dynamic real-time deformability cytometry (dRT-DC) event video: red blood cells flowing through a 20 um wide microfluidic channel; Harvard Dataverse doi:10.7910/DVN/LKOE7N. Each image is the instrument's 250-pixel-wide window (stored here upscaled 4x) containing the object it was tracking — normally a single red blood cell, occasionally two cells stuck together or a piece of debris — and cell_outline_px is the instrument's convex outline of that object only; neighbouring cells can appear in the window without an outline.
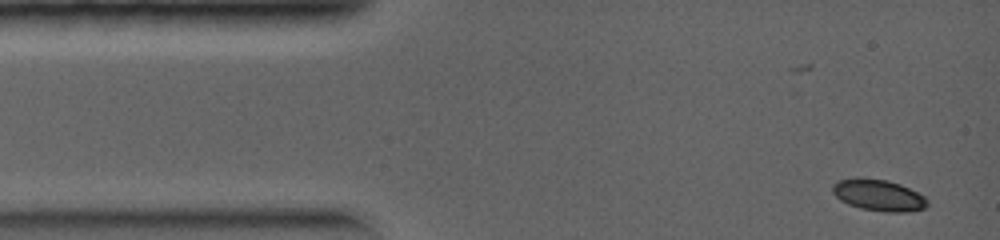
{"species": "common noctule bat (a hibernating species)", "species_latin": "Nyctalus noctula", "temperature_condition": "warm", "stored_images_in_passage": 4, "camera_frame_rate_fps": 5000, "um_per_image_px": 0.085, "animal": {"sex": "female", "body_mass_g": 19.0, "forearm_length_mm": 56.7}, "frame": {"image": 1, "passage_image": 1, "time_ms": 0.0, "image_size_px": [1000, 240], "cell_outline_px": [[928, 204], [924, 208], [908, 212], [888, 212], [860, 208], [848, 204], [840, 200], [832, 192], [832, 184], [836, 180], [888, 180], [900, 184], [924, 196], [928, 200]], "centroid_in_image_um": [74.7, 16.63], "position_along_channel_um": 10.3, "area_um2": 16.88}}
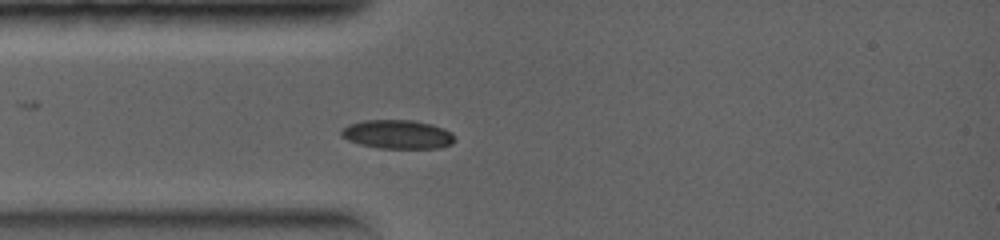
{"frame": {"image": 2, "passage_image": 4, "time_ms": 1.8, "image_size_px": [1000, 240], "cell_outline_px": [[456, 140], [452, 144], [440, 148], [380, 148], [360, 144], [348, 140], [340, 136], [340, 132], [348, 124], [364, 120], [412, 120], [432, 124], [444, 128], [452, 132]], "centroid_in_image_um": [33.82, 11.42], "position_along_channel_um": 51.2, "area_um2": 19.19}}